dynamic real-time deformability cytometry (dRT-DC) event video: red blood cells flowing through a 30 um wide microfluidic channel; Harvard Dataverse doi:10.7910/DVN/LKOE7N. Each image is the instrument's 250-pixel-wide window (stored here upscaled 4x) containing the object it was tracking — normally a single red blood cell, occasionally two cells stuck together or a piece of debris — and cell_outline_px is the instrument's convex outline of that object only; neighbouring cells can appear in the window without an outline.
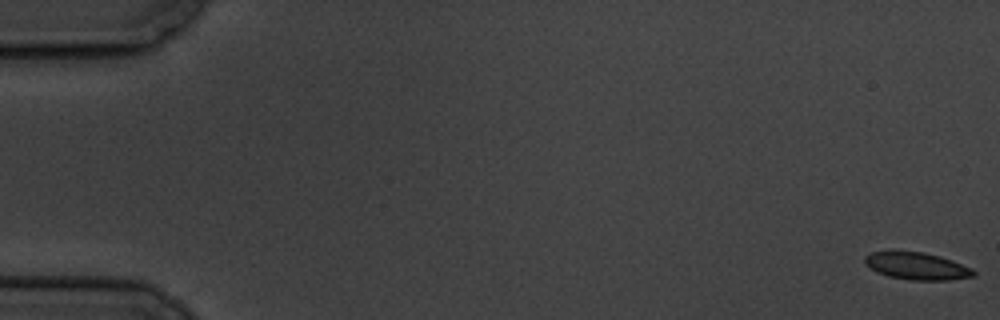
{"species": "common noctule bat (a hibernating species)", "species_latin": "Nyctalus noctula", "temperature_condition": "cold", "stored_images_in_passage": 6, "camera_frame_rate_fps": 3000, "um_per_image_px": 0.085, "animal": {"sex": "male", "body_mass_g": 19.5, "forearm_length_mm": 54.6}, "frame": {"image": 1, "passage_image": 1, "time_ms": 0.0, "image_size_px": [1000, 320], "cell_outline_px": [[976, 276], [948, 280], [912, 280], [888, 276], [876, 272], [864, 264], [864, 256], [872, 252], [924, 252], [940, 256], [952, 260], [972, 268], [976, 272]], "centroid_in_image_um": [77.94, 22.62], "position_along_channel_um": 7.1, "area_um2": 17.22}}